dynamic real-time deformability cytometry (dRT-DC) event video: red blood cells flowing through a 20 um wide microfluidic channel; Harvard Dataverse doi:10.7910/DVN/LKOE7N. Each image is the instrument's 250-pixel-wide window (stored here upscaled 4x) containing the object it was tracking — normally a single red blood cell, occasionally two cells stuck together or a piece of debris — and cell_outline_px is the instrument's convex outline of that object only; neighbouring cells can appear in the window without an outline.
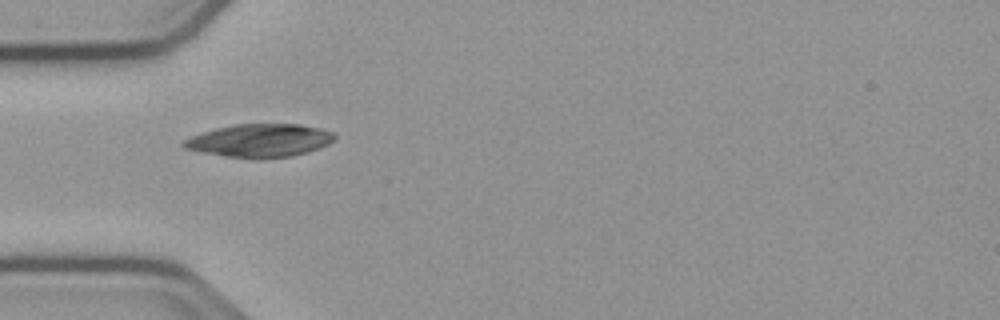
{"species": "common noctule bat (a hibernating species)", "species_latin": "Nyctalus noctula", "temperature_condition": "cold", "stored_images_in_passage": 23, "camera_frame_rate_fps": 3000, "um_per_image_px": 0.085, "animal": {"sex": "male", "body_mass_g": 23.1, "forearm_length_mm": 52.7}, "frame": {"image": 1, "passage_image": 1, "time_ms": 0.0, "image_size_px": [1000, 320], "cell_outline_px": [[336, 136], [328, 144], [320, 148], [308, 152], [292, 156], [260, 160], [256, 160], [224, 156], [200, 152], [184, 148], [180, 144], [184, 140], [192, 136], [216, 128], [236, 124], [300, 124], [320, 128], [332, 132]], "centroid_in_image_um": [22.07, 11.97], "position_along_channel_um": 62.9, "area_um2": 29.42}}